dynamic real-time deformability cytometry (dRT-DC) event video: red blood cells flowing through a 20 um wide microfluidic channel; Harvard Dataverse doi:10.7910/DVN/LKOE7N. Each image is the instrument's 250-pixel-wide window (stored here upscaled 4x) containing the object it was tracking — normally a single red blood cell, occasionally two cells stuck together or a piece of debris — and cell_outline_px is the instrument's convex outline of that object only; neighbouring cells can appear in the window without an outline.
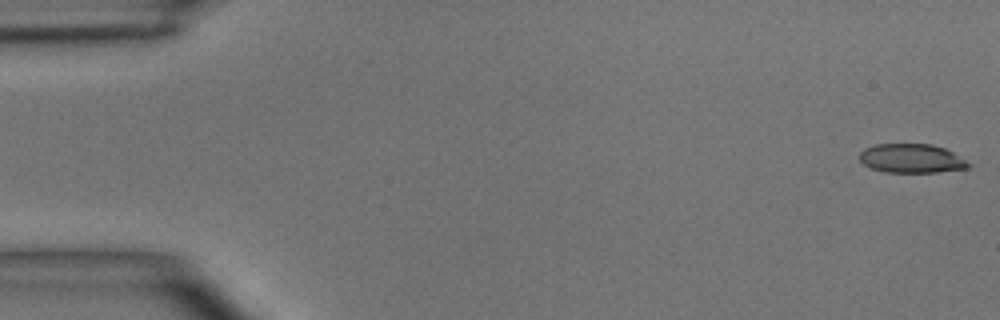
{"species": "common noctule bat (a hibernating species)", "species_latin": "Nyctalus noctula", "temperature_condition": "room temperature", "stored_images_in_passage": 51, "camera_frame_rate_fps": 3000, "um_per_image_px": 0.085, "animal": {"sex": "male", "body_mass_g": 15.6}, "frame": {"image": 1, "passage_image": 1, "time_ms": 0.0, "image_size_px": [1000, 320], "cell_outline_px": [[972, 164], [968, 168], [936, 172], [884, 172], [872, 168], [864, 164], [860, 160], [860, 152], [864, 148], [876, 144], [932, 144], [944, 148], [952, 152]], "centroid_in_image_um": [77.48, 13.46], "position_along_channel_um": 7.5, "area_um2": 18.32}}
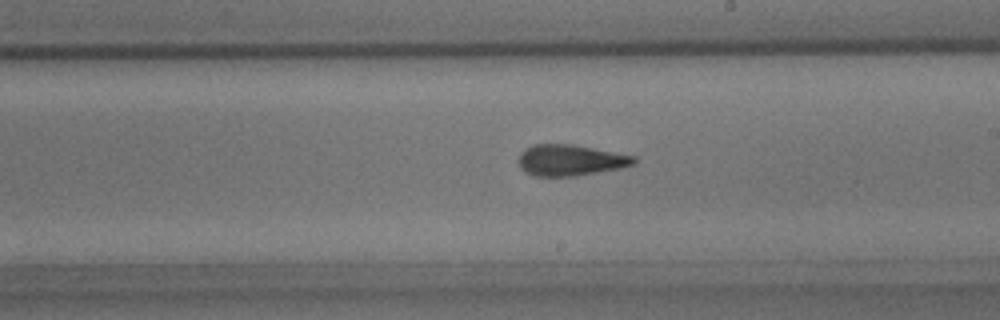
{"frame": {"image": 2, "passage_image": 29, "time_ms": 9.333, "image_size_px": [1000, 320], "cell_outline_px": [[636, 164], [620, 168], [576, 176], [532, 176], [524, 172], [520, 168], [520, 152], [524, 148], [532, 144], [572, 144], [636, 156]], "centroid_in_image_um": [48.47, 13.61], "position_along_channel_um": 240.5, "area_um2": 21.04}}
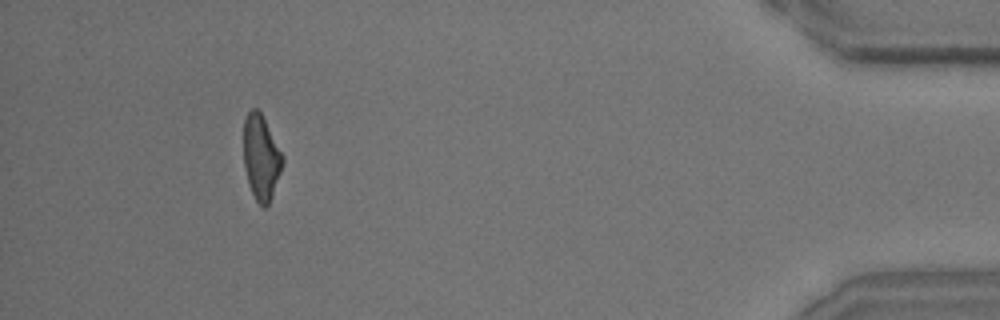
{"frame": {"image": 3, "passage_image": 47, "time_ms": 15.333, "image_size_px": [1000, 320], "cell_outline_px": [[284, 160], [272, 196], [268, 204], [264, 208], [256, 200], [248, 184], [244, 168], [244, 120], [248, 112], [252, 108], [256, 108], [260, 112], [284, 156]], "centroid_in_image_um": [22.18, 13.38], "position_along_channel_um": 413.0, "area_um2": 19.07}, "authors_computed_cell_mechanics": {"area_um2": 20.519, "velocity_mm_per_s": 3.9357, "shape_relaxation_time_tau1_ms": 5.5103, "shape_relaxation_time_tau2_ms": 2.389, "deformation_change_tau1": 0.1969, "deformation_change_tau2": 0.1329}}